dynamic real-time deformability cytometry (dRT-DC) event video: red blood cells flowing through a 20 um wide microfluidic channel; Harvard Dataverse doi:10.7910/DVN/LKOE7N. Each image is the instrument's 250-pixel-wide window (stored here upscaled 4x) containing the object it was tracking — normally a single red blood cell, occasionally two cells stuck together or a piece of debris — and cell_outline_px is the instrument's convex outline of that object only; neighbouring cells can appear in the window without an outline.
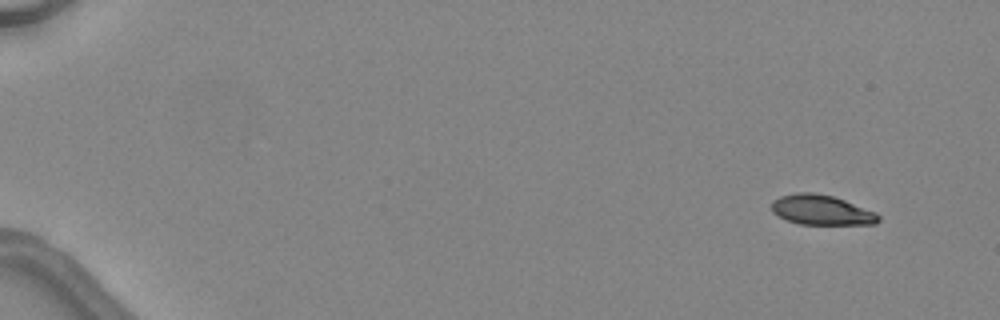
{"species": "common noctule bat (a hibernating species)", "species_latin": "Nyctalus noctula", "temperature_condition": "warm", "stored_images_in_passage": 6, "camera_frame_rate_fps": 3000, "um_per_image_px": 0.085, "animal": {"sex": "female", "body_mass_g": 24.6, "forearm_length_mm": 56.2}, "frame": {"image": 1, "passage_image": 1, "time_ms": 0.0, "image_size_px": [1000, 320], "cell_outline_px": [[880, 220], [876, 224], [800, 224], [788, 220], [772, 212], [772, 200], [780, 196], [796, 192], [812, 192], [832, 196], [844, 200], [876, 212], [880, 216]], "centroid_in_image_um": [69.83, 17.84], "position_along_channel_um": 15.2, "area_um2": 18.55}}
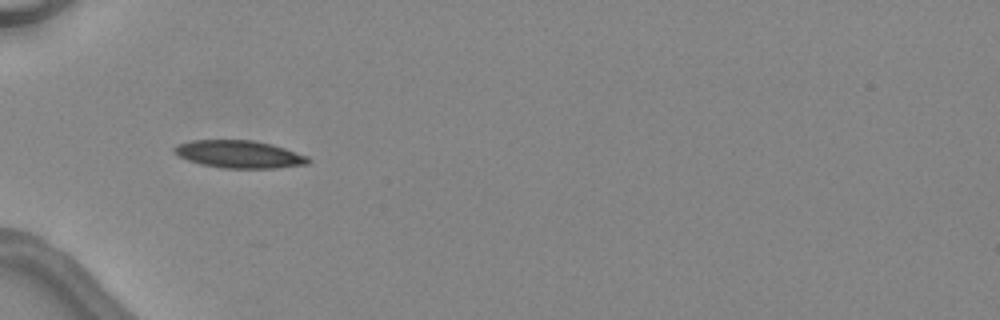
{"frame": {"image": 2, "passage_image": 5, "time_ms": 4.667, "image_size_px": [1000, 320], "cell_outline_px": [[312, 160], [308, 164], [276, 168], [220, 168], [200, 164], [188, 160], [172, 152], [172, 148], [180, 144], [192, 140], [252, 140], [272, 144], [308, 156]], "centroid_in_image_um": [20.34, 13.11], "position_along_channel_um": 64.7, "area_um2": 21.56}}